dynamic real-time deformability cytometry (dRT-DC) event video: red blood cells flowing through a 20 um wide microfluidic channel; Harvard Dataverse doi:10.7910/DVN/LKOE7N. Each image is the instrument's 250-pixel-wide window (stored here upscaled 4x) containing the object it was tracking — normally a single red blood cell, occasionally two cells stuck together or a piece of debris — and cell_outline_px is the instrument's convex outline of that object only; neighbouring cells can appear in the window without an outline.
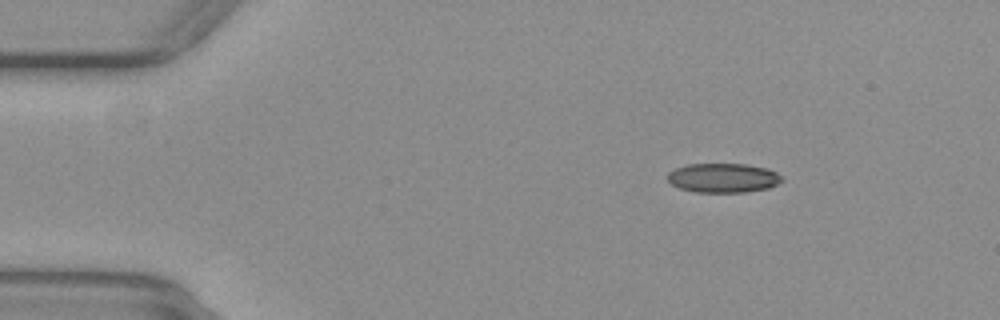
{"species": "common noctule bat (a hibernating species)", "species_latin": "Nyctalus noctula", "temperature_condition": "warm", "stored_images_in_passage": 52, "camera_frame_rate_fps": 3000, "um_per_image_px": 0.085, "animal": {"sex": "female", "body_mass_g": 29.2, "forearm_length_mm": 56.3}, "frame": {"image": 1, "passage_image": 7, "time_ms": 2.0, "image_size_px": [1000, 320], "cell_outline_px": [[784, 180], [768, 188], [744, 192], [696, 192], [680, 188], [672, 184], [668, 180], [668, 172], [676, 168], [688, 164], [748, 164], [768, 168], [776, 172]], "centroid_in_image_um": [61.48, 15.11], "position_along_channel_um": 23.5, "area_um2": 19.48}}
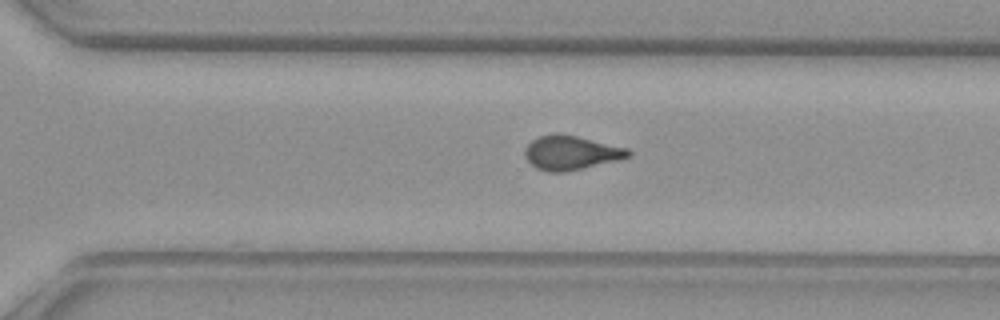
{"frame": {"image": 2, "passage_image": 36, "time_ms": 11.667, "image_size_px": [1000, 320], "cell_outline_px": [[632, 156], [620, 160], [568, 172], [548, 172], [536, 168], [524, 156], [524, 148], [532, 140], [540, 136], [556, 132], [576, 136], [628, 148], [632, 152]], "centroid_in_image_um": [48.55, 12.99], "position_along_channel_um": 322.0, "area_um2": 20.87}}
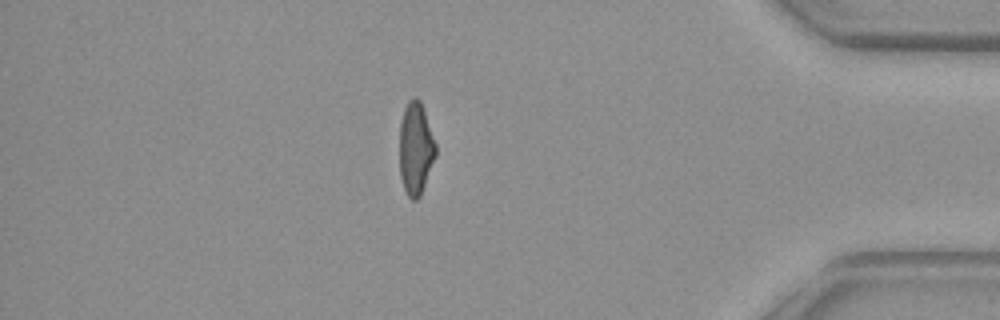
{"frame": {"image": 3, "passage_image": 45, "time_ms": 14.667, "image_size_px": [1000, 320], "cell_outline_px": [[436, 156], [420, 196], [416, 200], [412, 200], [408, 196], [404, 188], [400, 176], [400, 124], [404, 108], [408, 100], [412, 96], [416, 96], [420, 100], [436, 144]], "centroid_in_image_um": [35.33, 12.61], "position_along_channel_um": 399.9, "area_um2": 19.48}, "authors_computed_cell_mechanics": {"area_um2": 20.2589, "velocity_mm_per_s": 3.9006, "shape_relaxation_time_tau1_ms": null, "shape_relaxation_time_tau2_ms": 1.2542, "deformation_change_tau1": null, "deformation_change_tau2": 0.0913}}